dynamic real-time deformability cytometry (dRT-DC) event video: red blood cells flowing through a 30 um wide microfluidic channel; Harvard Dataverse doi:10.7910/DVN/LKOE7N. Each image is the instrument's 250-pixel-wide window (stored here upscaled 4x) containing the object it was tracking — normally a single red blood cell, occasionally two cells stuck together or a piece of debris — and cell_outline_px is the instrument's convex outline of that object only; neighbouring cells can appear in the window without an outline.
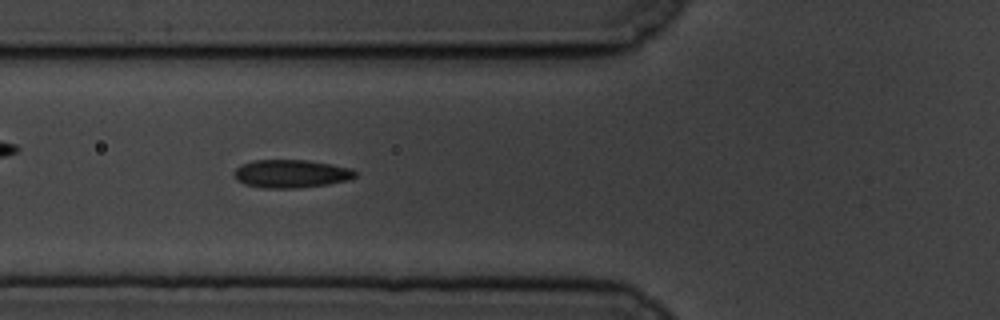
{"species": "common noctule bat (a hibernating species)", "species_latin": "Nyctalus noctula", "temperature_condition": "cold", "stored_images_in_passage": 44, "camera_frame_rate_fps": 3000, "um_per_image_px": 0.085, "animal": {"sex": "male", "body_mass_g": 19.5, "forearm_length_mm": 54.6}, "frame": {"image": 1, "passage_image": 9, "time_ms": 2.667, "image_size_px": [1000, 320], "cell_outline_px": [[356, 176], [348, 180], [328, 184], [292, 188], [260, 188], [244, 184], [236, 180], [236, 168], [252, 160], [308, 160], [352, 168], [356, 172]], "centroid_in_image_um": [24.75, 14.77], "position_along_channel_um": 101.0, "area_um2": 19.71}}
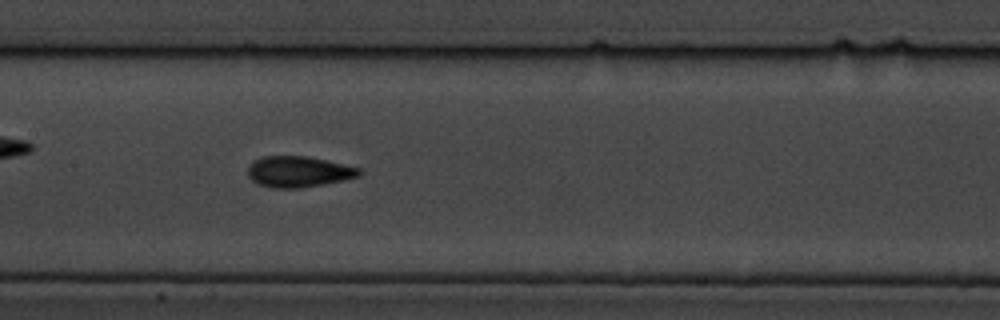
{"frame": {"image": 2, "passage_image": 16, "time_ms": 5.0, "image_size_px": [1000, 320], "cell_outline_px": [[360, 176], [344, 180], [300, 188], [272, 188], [256, 184], [248, 176], [248, 164], [264, 156], [308, 156], [360, 168]], "centroid_in_image_um": [25.34, 14.6], "position_along_channel_um": 182.1, "area_um2": 20.06}}
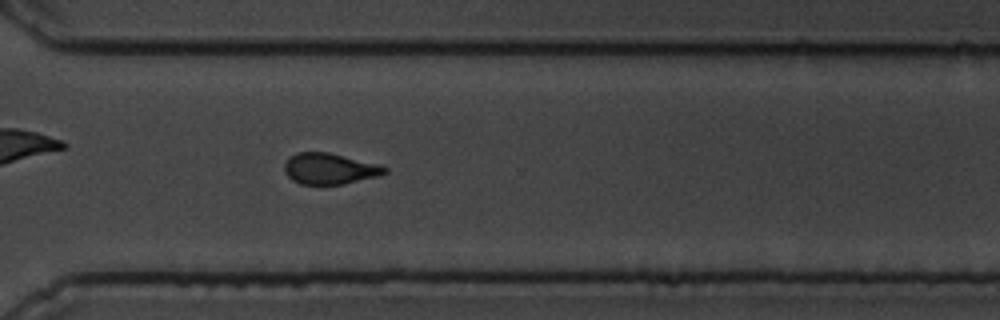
{"frame": {"image": 3, "passage_image": 30, "time_ms": 9.667, "image_size_px": [1000, 320], "cell_outline_px": [[388, 172], [376, 176], [344, 184], [300, 184], [292, 180], [284, 172], [284, 164], [296, 152], [328, 152], [380, 164], [388, 168]], "centroid_in_image_um": [28.02, 14.33], "position_along_channel_um": 342.6, "area_um2": 18.09}}